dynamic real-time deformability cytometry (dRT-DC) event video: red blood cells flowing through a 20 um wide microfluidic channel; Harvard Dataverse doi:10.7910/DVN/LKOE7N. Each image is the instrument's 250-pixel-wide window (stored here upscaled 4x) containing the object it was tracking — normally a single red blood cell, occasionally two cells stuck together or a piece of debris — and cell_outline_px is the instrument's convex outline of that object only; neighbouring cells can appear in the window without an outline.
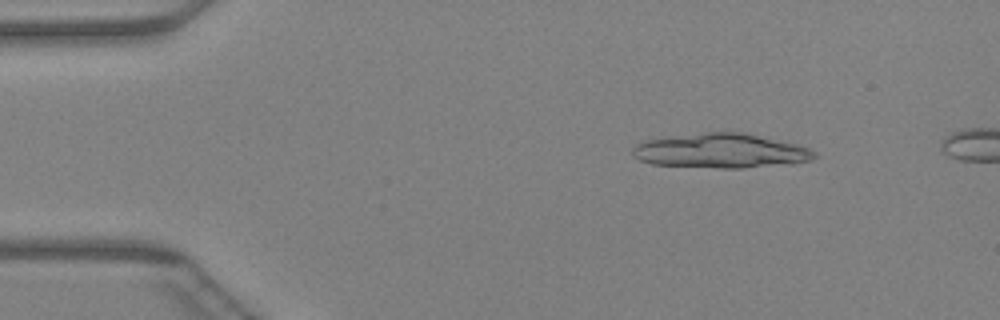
{"species": "Egyptian fruit bat (a non-hibernating species)", "species_latin": "Rousettus aegyptiacus", "temperature_condition": "warm", "stored_images_in_passage": 12, "camera_frame_rate_fps": 3000, "um_per_image_px": 0.085, "animal": {"sex": "female"}, "frame": {"image": 1, "passage_image": 6, "time_ms": 1.667, "image_size_px": [1000, 320], "cell_outline_px": [[816, 156], [812, 160], [792, 164], [744, 168], [720, 168], [652, 164], [640, 160], [632, 156], [632, 148], [636, 144], [644, 140], [664, 136], [704, 132], [744, 132], [796, 144], [808, 148], [816, 152]], "centroid_in_image_um": [61.25, 12.82], "position_along_channel_um": 23.8, "area_um2": 36.99}}